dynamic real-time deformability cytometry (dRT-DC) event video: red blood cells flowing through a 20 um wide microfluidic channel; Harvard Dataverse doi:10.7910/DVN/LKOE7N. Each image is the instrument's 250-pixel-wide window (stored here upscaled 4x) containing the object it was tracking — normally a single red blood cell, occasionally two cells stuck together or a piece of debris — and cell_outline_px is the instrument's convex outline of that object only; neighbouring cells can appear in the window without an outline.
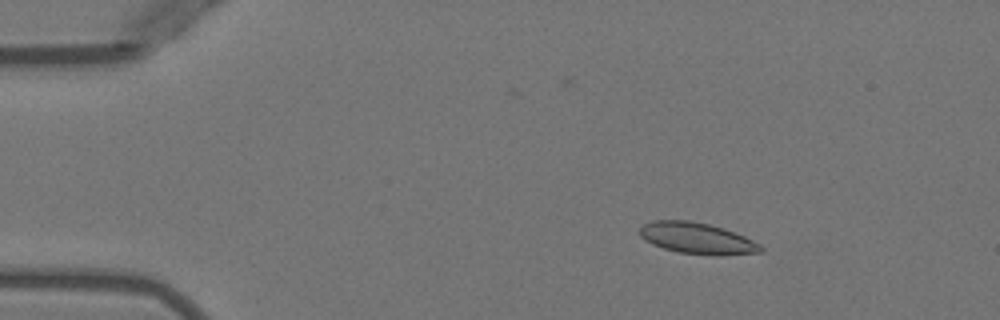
{"species": "Egyptian fruit bat (a non-hibernating species)", "species_latin": "Rousettus aegyptiacus", "temperature_condition": "warm", "stored_images_in_passage": 50, "camera_frame_rate_fps": 3000, "um_per_image_px": 0.085, "animal": {"sex": "female"}, "frame": {"image": 1, "passage_image": 7, "time_ms": 2.0, "image_size_px": [1000, 320], "cell_outline_px": [[764, 252], [720, 256], [712, 256], [680, 252], [664, 248], [652, 244], [640, 236], [640, 228], [644, 224], [652, 220], [688, 220], [708, 224], [724, 228], [744, 236], [760, 244], [764, 248]], "centroid_in_image_um": [59.29, 20.26], "position_along_channel_um": 25.7, "area_um2": 22.14}}
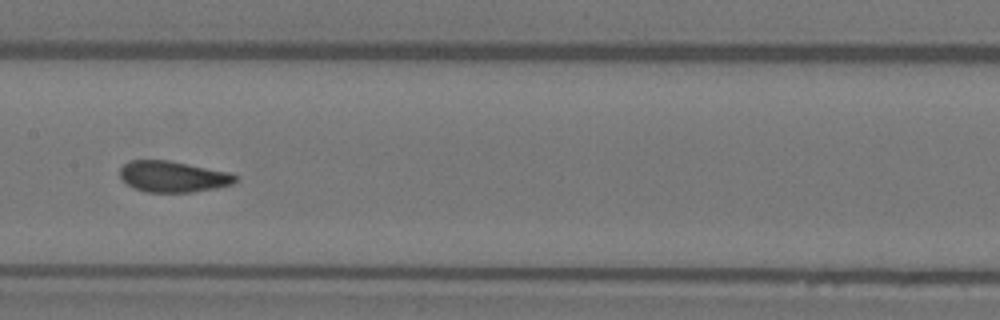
{"frame": {"image": 2, "passage_image": 25, "time_ms": 8.0, "image_size_px": [1000, 320], "cell_outline_px": [[240, 176], [232, 184], [216, 188], [192, 192], [148, 192], [136, 188], [128, 184], [120, 176], [120, 168], [128, 160], [168, 160], [228, 172]], "centroid_in_image_um": [14.72, 15.0], "position_along_channel_um": 192.7, "area_um2": 20.75}}
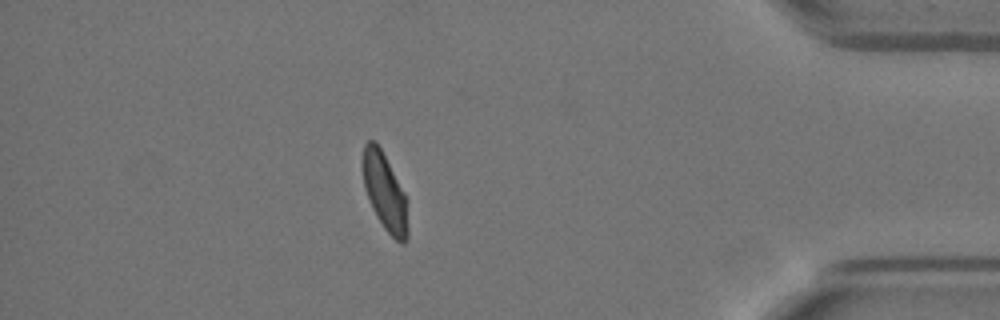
{"frame": {"image": 3, "passage_image": 44, "time_ms": 14.333, "image_size_px": [1000, 320], "cell_outline_px": [[408, 236], [404, 244], [400, 244], [384, 228], [376, 216], [372, 208], [364, 188], [364, 144], [368, 140], [372, 140], [380, 148], [404, 192], [408, 200]], "centroid_in_image_um": [32.75, 16.41], "position_along_channel_um": 402.4, "area_um2": 20.06}, "authors_computed_cell_mechanics": {"area_um2": 21.7328, "velocity_mm_per_s": 3.966, "shape_relaxation_time_tau1_ms": 5.5469, "shape_relaxation_time_tau2_ms": 1.0857, "deformation_change_tau1": 0.1577, "deformation_change_tau2": 0.0531}}